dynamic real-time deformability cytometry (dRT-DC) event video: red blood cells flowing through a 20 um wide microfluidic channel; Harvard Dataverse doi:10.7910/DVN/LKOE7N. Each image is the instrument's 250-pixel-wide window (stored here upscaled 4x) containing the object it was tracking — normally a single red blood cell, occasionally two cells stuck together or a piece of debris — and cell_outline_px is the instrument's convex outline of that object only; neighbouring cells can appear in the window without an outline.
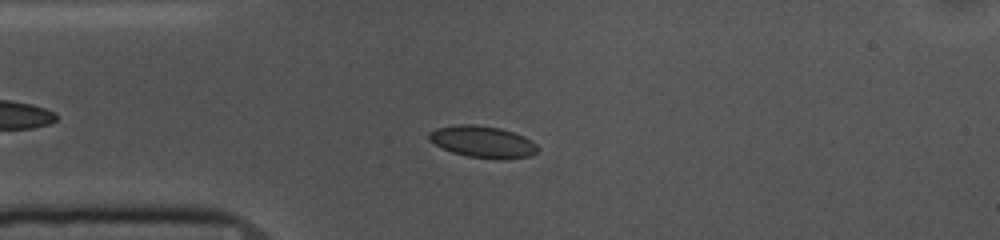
{"species": "common noctule bat (a hibernating species)", "species_latin": "Nyctalus noctula", "temperature_condition": "cold", "stored_images_in_passage": 50, "camera_frame_rate_fps": 3000, "um_per_image_px": 0.085, "animal": {"sex": "female", "body_mass_g": 10.0, "forearm_length_mm": 53.1}, "frame": {"image": 1, "passage_image": 9, "time_ms": 2.667, "image_size_px": [1000, 240], "cell_outline_px": [[540, 148], [532, 156], [504, 160], [500, 160], [468, 156], [452, 152], [428, 140], [428, 132], [436, 128], [460, 124], [476, 124], [500, 128], [524, 136], [536, 144]], "centroid_in_image_um": [41.05, 12.06], "position_along_channel_um": 43.9, "area_um2": 20.23}}
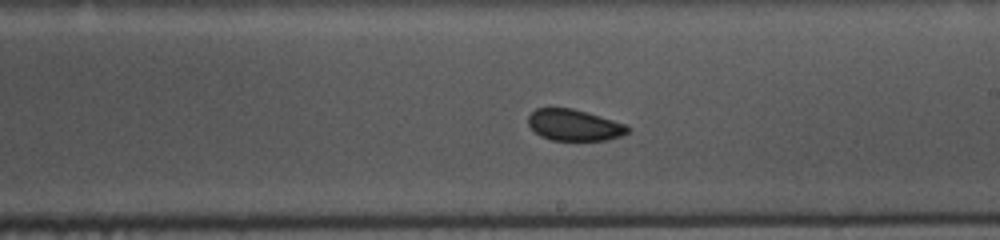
{"frame": {"image": 2, "passage_image": 26, "time_ms": 8.333, "image_size_px": [1000, 240], "cell_outline_px": [[632, 128], [628, 132], [620, 136], [608, 140], [552, 140], [540, 136], [528, 124], [528, 116], [536, 108], [572, 108], [588, 112], [628, 124]], "centroid_in_image_um": [48.85, 10.63], "position_along_channel_um": 240.1, "area_um2": 18.32}}
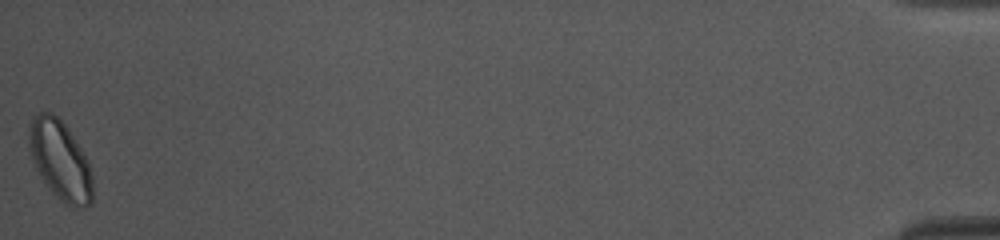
{"frame": {"image": 3, "passage_image": 50, "time_ms": 16.333, "image_size_px": [1000, 240], "cell_outline_px": [[92, 204], [84, 208], [72, 208], [64, 204], [52, 192], [36, 168], [28, 148], [28, 124], [32, 116], [40, 112], [52, 112], [64, 124], [88, 160], [92, 176]], "centroid_in_image_um": [5.1, 13.64], "position_along_channel_um": 430.1, "area_um2": 29.48}, "authors_computed_cell_mechanics": {"area_um2": 19.5075, "velocity_mm_per_s": 3.6736, "shape_relaxation_time_tau1_ms": null, "shape_relaxation_time_tau2_ms": 1.573, "deformation_change_tau1": null, "deformation_change_tau2": 0.061}}